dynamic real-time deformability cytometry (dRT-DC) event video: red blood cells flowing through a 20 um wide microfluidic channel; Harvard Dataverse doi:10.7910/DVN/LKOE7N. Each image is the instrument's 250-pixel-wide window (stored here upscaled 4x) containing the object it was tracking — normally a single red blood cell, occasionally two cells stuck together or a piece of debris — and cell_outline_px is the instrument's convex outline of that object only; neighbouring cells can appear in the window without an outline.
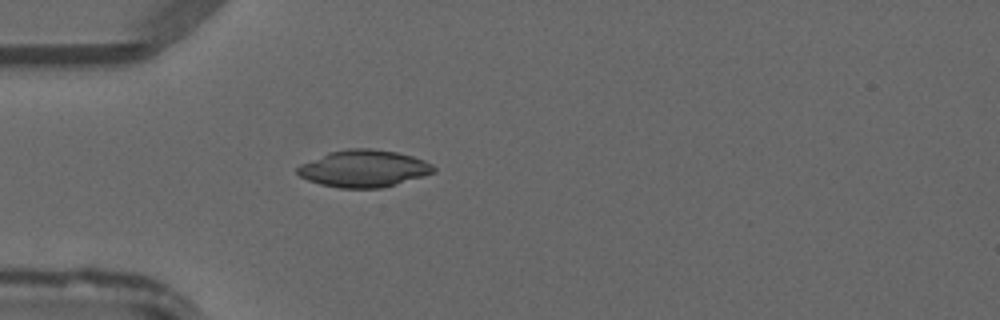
{"species": "common noctule bat (a hibernating species)", "species_latin": "Nyctalus noctula", "temperature_condition": "warm", "stored_images_in_passage": 30, "camera_frame_rate_fps": 3000, "um_per_image_px": 0.085, "animal": {"sex": "male", "forearm_length_mm": 52.5}, "frame": {"image": 1, "passage_image": 3, "time_ms": 0.667, "image_size_px": [1000, 320], "cell_outline_px": [[436, 172], [396, 184], [380, 188], [340, 188], [320, 184], [308, 180], [300, 176], [296, 172], [296, 168], [300, 164], [328, 152], [348, 148], [368, 148], [396, 152], [412, 156], [424, 160], [432, 164], [436, 168]], "centroid_in_image_um": [30.91, 14.32], "position_along_channel_um": 54.1, "area_um2": 29.42}}
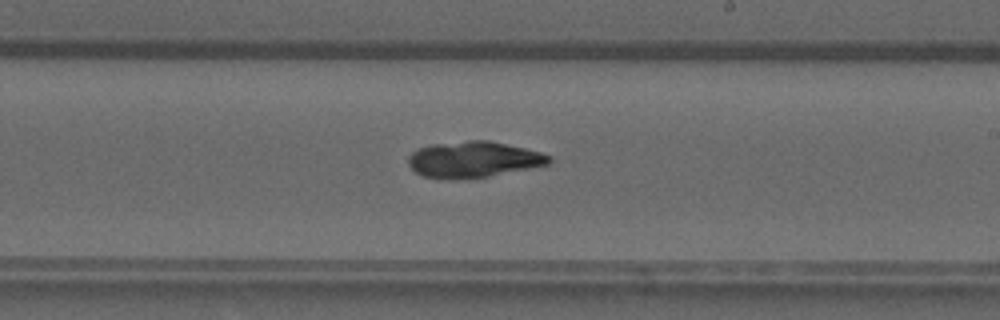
{"frame": {"image": 2, "passage_image": 17, "time_ms": 5.333, "image_size_px": [1000, 320], "cell_outline_px": [[552, 160], [548, 164], [488, 176], [448, 180], [424, 176], [416, 172], [408, 164], [408, 156], [416, 148], [432, 144], [468, 140], [488, 140], [524, 148], [540, 152], [552, 156]], "centroid_in_image_um": [40.2, 13.55], "position_along_channel_um": 248.8, "area_um2": 29.48}}
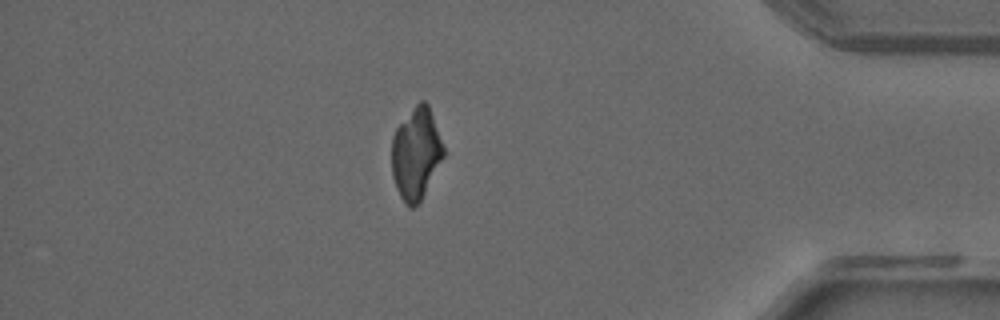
{"frame": {"image": 3, "passage_image": 30, "time_ms": 9.667, "image_size_px": [1000, 320], "cell_outline_px": [[444, 156], [420, 200], [412, 208], [408, 208], [404, 204], [396, 188], [392, 176], [392, 136], [396, 128], [416, 104], [420, 100], [424, 100], [428, 104], [444, 148]], "centroid_in_image_um": [35.34, 13.06], "position_along_channel_um": 399.9, "area_um2": 27.28}}